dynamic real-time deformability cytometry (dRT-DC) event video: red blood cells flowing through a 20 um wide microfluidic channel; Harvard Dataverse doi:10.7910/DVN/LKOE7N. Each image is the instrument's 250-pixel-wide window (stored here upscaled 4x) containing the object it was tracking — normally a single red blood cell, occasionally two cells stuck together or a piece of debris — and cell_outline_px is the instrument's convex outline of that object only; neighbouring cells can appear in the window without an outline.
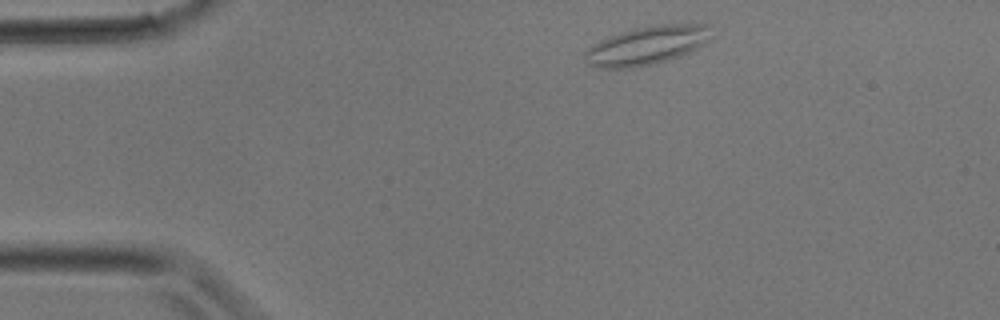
{"species": "common noctule bat (a hibernating species)", "species_latin": "Nyctalus noctula", "temperature_condition": "room temperature", "stored_images_in_passage": 28, "camera_frame_rate_fps": 3000, "um_per_image_px": 0.085, "animal": {"sex": "male", "body_mass_g": 17.9}, "frame": {"image": 1, "passage_image": 1, "time_ms": 0.0, "image_size_px": [1000, 320], "cell_outline_px": [[712, 36], [704, 44], [688, 52], [652, 64], [632, 68], [592, 68], [584, 60], [584, 52], [592, 44], [608, 36], [632, 28], [660, 24], [708, 24]], "centroid_in_image_um": [54.92, 3.86], "position_along_channel_um": 30.1, "area_um2": 28.44}}
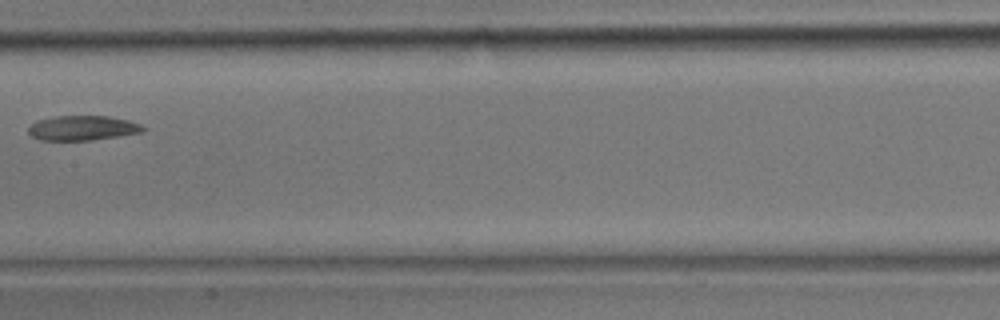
{"frame": {"image": 2, "passage_image": 12, "time_ms": 3.667, "image_size_px": [1000, 320], "cell_outline_px": [[144, 132], [92, 140], [40, 140], [32, 136], [28, 132], [28, 128], [36, 120], [56, 116], [108, 116], [128, 120], [140, 124], [144, 128]], "centroid_in_image_um": [7.0, 10.88], "position_along_channel_um": 200.4, "area_um2": 16.47}}
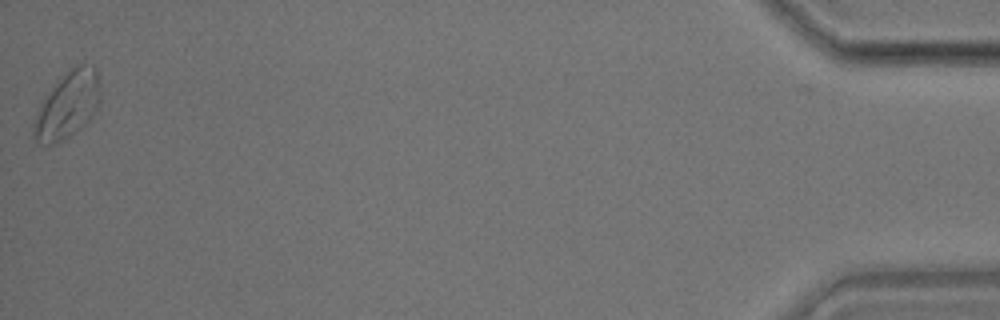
{"frame": {"image": 3, "passage_image": 28, "time_ms": 9.0, "image_size_px": [1000, 320], "cell_outline_px": [[100, 100], [92, 116], [80, 128], [56, 144], [44, 144], [36, 140], [32, 136], [32, 124], [40, 104], [44, 96], [76, 64], [84, 64], [96, 68], [100, 92]], "centroid_in_image_um": [5.72, 8.96], "position_along_channel_um": 429.5, "area_um2": 25.37}}